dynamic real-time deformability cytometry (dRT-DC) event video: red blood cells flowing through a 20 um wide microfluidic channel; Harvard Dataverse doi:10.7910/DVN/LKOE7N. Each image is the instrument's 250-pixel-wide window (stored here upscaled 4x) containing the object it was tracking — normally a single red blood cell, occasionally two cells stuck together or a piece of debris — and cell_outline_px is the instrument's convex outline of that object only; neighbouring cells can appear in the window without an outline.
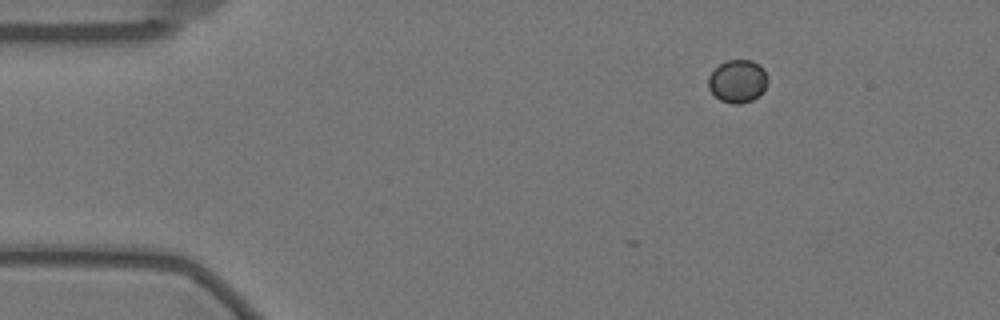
{"species": "Egyptian fruit bat (a non-hibernating species)", "species_latin": "Rousettus aegyptiacus", "temperature_condition": "warm", "stored_images_in_passage": 6, "camera_frame_rate_fps": 3000, "um_per_image_px": 0.085, "animal": {"sex": "female"}, "frame": {"image": 1, "passage_image": 1, "time_ms": 0.0, "image_size_px": [1000, 320], "cell_outline_px": [[768, 80], [764, 92], [752, 100], [740, 104], [732, 104], [720, 100], [708, 88], [708, 76], [720, 64], [728, 60], [752, 60], [760, 64], [764, 68]], "centroid_in_image_um": [62.72, 6.9], "position_along_channel_um": 22.3, "area_um2": 14.97}}